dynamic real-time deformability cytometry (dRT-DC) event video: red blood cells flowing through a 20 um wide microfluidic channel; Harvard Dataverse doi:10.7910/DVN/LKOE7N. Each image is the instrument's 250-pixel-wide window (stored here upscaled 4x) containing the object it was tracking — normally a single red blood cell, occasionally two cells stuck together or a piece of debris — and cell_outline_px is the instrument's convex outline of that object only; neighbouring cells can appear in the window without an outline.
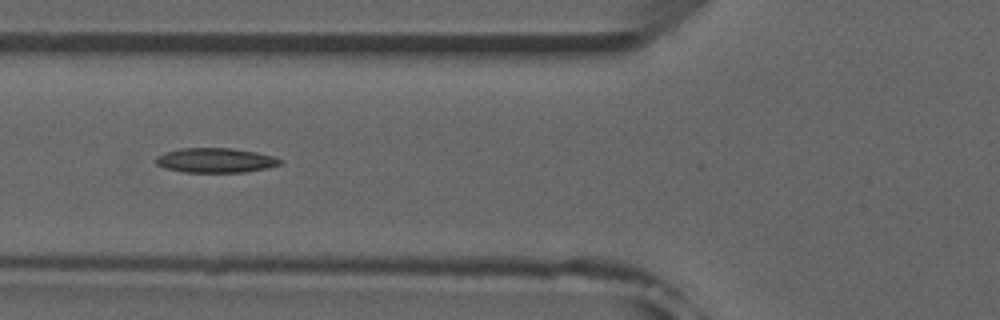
{"species": "common noctule bat (a hibernating species)", "species_latin": "Nyctalus noctula", "temperature_condition": "room temperature", "stored_images_in_passage": 38, "camera_frame_rate_fps": 3000, "um_per_image_px": 0.085, "animal": {"sex": "male", "forearm_length_mm": 52.5}, "frame": {"image": 1, "passage_image": 6, "time_ms": 1.667, "image_size_px": [1000, 320], "cell_outline_px": [[284, 160], [280, 164], [268, 168], [244, 172], [184, 172], [164, 168], [156, 164], [156, 156], [164, 152], [180, 148], [232, 148], [256, 152], [272, 156]], "centroid_in_image_um": [18.3, 13.62], "position_along_channel_um": 107.5, "area_um2": 17.92}}